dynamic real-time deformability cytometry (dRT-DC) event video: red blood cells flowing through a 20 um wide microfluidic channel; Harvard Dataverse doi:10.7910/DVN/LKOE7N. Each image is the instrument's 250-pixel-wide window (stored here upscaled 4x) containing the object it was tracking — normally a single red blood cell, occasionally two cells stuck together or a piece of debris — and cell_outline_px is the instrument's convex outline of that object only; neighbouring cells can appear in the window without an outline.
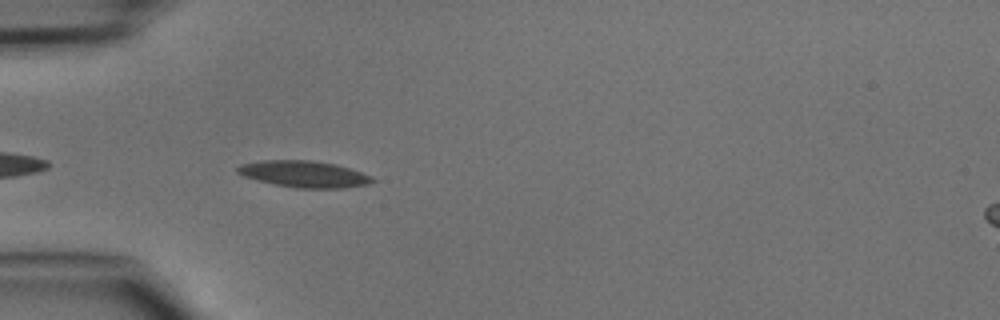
{"species": "common noctule bat (a hibernating species)", "species_latin": "Nyctalus noctula", "temperature_condition": "cold", "stored_images_in_passage": 6, "camera_frame_rate_fps": 3000, "um_per_image_px": 0.085, "animal": {"sex": "male", "body_mass_g": 15.6}, "frame": {"image": 1, "passage_image": 3, "time_ms": 0.667, "image_size_px": [1000, 320], "cell_outline_px": [[376, 180], [368, 184], [344, 188], [296, 188], [256, 180], [244, 176], [236, 172], [236, 168], [240, 164], [264, 160], [312, 160], [336, 164], [372, 176]], "centroid_in_image_um": [25.84, 14.79], "position_along_channel_um": 59.2, "area_um2": 20.81}}